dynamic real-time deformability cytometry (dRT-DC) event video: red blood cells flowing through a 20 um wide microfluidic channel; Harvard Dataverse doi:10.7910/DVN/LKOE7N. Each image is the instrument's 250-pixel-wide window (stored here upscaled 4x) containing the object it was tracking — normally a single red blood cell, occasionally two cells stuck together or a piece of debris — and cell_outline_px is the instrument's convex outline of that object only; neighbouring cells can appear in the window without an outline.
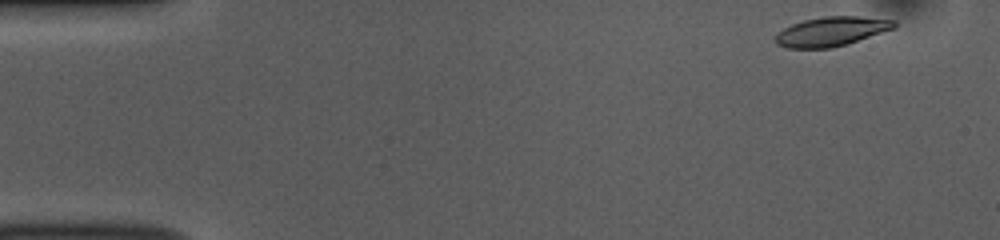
{"species": "common noctule bat (a hibernating species)", "species_latin": "Nyctalus noctula", "temperature_condition": "room temperature", "stored_images_in_passage": 12, "camera_frame_rate_fps": 3000, "um_per_image_px": 0.085, "animal": {"sex": "female", "body_mass_g": 10.0, "forearm_length_mm": 53.1}, "frame": {"image": 1, "passage_image": 1, "time_ms": 0.0, "image_size_px": [1000, 240], "cell_outline_px": [[896, 28], [832, 48], [788, 48], [776, 44], [772, 40], [776, 32], [792, 24], [804, 20], [824, 16], [860, 16], [896, 20]], "centroid_in_image_um": [70.63, 2.67], "position_along_channel_um": 14.4, "area_um2": 20.4}}